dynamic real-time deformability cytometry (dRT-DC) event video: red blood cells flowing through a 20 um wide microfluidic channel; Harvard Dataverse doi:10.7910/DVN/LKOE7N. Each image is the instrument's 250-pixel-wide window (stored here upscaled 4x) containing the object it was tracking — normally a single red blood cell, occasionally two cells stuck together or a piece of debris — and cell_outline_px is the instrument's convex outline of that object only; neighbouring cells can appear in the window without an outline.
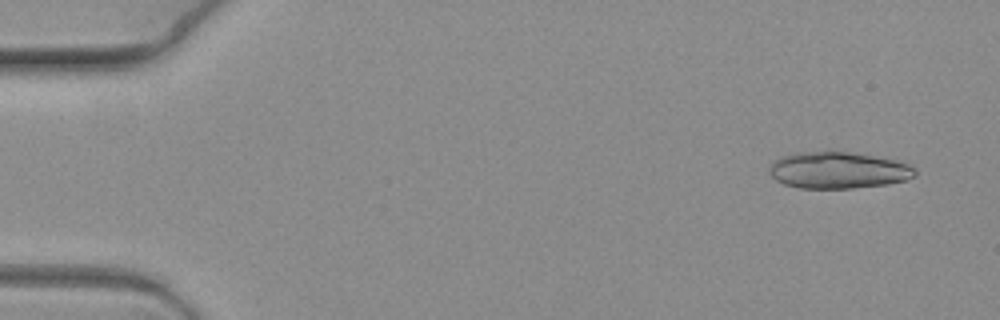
{"species": "common noctule bat (a hibernating species)", "species_latin": "Nyctalus noctula", "temperature_condition": "warm", "stored_images_in_passage": 5, "camera_frame_rate_fps": 3000, "um_per_image_px": 0.085, "animal": {"sex": "female", "body_mass_g": 19.3, "forearm_length_mm": 54.1}, "frame": {"image": 1, "passage_image": 1, "time_ms": 0.0, "image_size_px": [1000, 320], "cell_outline_px": [[916, 176], [904, 180], [888, 184], [852, 188], [800, 188], [784, 184], [776, 180], [768, 172], [768, 168], [776, 160], [784, 156], [800, 152], [828, 148], [872, 156], [892, 160], [908, 164], [916, 168]], "centroid_in_image_um": [71.22, 14.44], "position_along_channel_um": 13.8, "area_um2": 31.44}}